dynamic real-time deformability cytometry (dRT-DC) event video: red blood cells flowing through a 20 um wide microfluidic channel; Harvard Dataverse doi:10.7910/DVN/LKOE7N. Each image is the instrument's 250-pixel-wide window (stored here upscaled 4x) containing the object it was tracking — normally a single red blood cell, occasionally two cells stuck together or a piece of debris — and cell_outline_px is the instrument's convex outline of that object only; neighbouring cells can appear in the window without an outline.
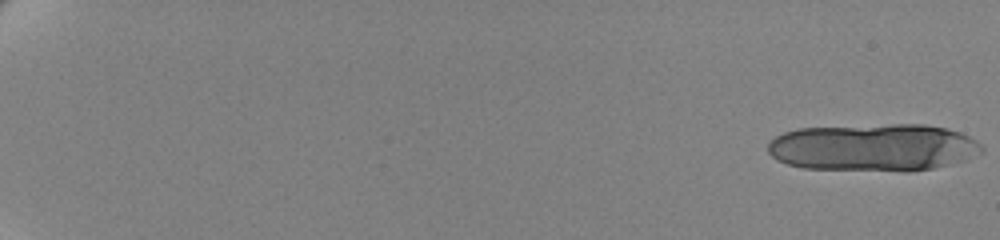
{"species": "human", "species_latin": "Homo sapiens", "temperature_condition": "cold", "stored_images_in_passage": 22, "camera_frame_rate_fps": 3000, "um_per_image_px": 0.085, "donor": {"sex": "female"}, "frame": {"image": 1, "passage_image": 1, "time_ms": 0.0, "image_size_px": [1000, 240], "cell_outline_px": [[984, 152], [964, 160], [932, 168], [908, 172], [804, 168], [788, 164], [776, 160], [768, 152], [768, 144], [776, 136], [784, 132], [800, 128], [892, 124], [924, 124], [944, 128], [960, 132], [976, 140], [984, 148]], "centroid_in_image_um": [74.26, 12.54], "position_along_channel_um": 10.7, "area_um2": 59.36}}